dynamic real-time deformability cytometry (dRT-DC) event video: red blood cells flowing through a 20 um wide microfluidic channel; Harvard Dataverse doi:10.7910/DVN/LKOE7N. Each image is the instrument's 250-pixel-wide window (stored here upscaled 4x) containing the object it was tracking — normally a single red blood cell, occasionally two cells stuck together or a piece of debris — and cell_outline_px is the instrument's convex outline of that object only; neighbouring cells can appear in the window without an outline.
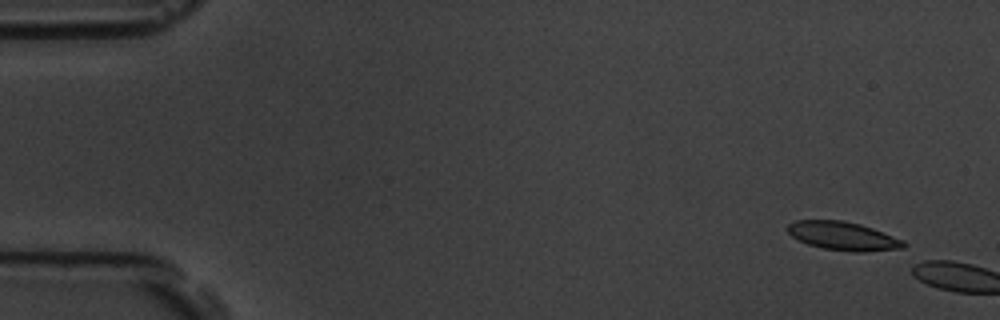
{"species": "common noctule bat (a hibernating species)", "species_latin": "Nyctalus noctula", "temperature_condition": "room temperature", "stored_images_in_passage": 6, "camera_frame_rate_fps": 3000, "um_per_image_px": 0.085, "animal": {"sex": "male", "body_mass_g": 19.5, "forearm_length_mm": 54.6}, "frame": {"image": 1, "passage_image": 1, "time_ms": 0.0, "image_size_px": [1000, 320], "cell_outline_px": [[908, 244], [904, 248], [864, 252], [852, 252], [824, 248], [808, 244], [792, 236], [784, 228], [788, 224], [796, 220], [840, 220], [860, 224], [872, 228], [904, 240]], "centroid_in_image_um": [71.67, 20.06], "position_along_channel_um": 13.3, "area_um2": 19.31}}